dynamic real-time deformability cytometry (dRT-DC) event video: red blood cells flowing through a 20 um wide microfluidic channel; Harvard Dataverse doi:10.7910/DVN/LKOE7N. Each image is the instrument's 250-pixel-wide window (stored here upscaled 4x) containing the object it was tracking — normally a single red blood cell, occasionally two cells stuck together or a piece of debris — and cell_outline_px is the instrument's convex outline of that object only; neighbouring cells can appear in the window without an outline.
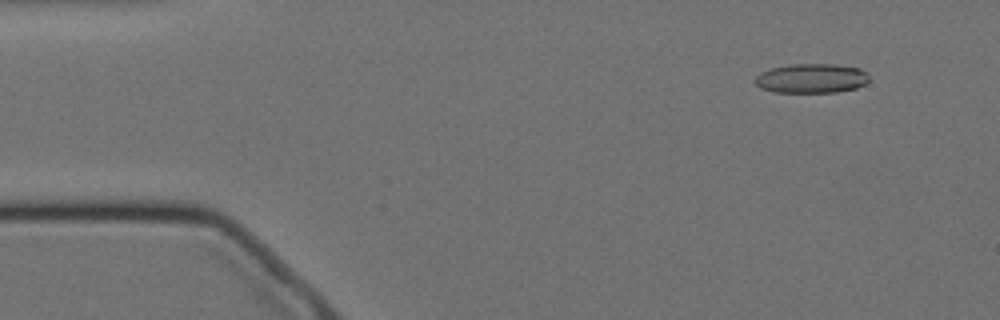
{"species": "Egyptian fruit bat (a non-hibernating species)", "species_latin": "Rousettus aegyptiacus", "temperature_condition": "cold", "stored_images_in_passage": 57, "camera_frame_rate_fps": 3000, "um_per_image_px": 0.085, "animal": {"sex": "female"}, "frame": {"image": 1, "passage_image": 5, "time_ms": 1.333, "image_size_px": [1000, 320], "cell_outline_px": [[868, 80], [864, 84], [856, 88], [836, 92], [772, 92], [760, 88], [752, 80], [760, 72], [768, 68], [792, 64], [832, 64], [860, 68], [868, 72]], "centroid_in_image_um": [68.93, 6.65], "position_along_channel_um": 16.1, "area_um2": 19.77}}
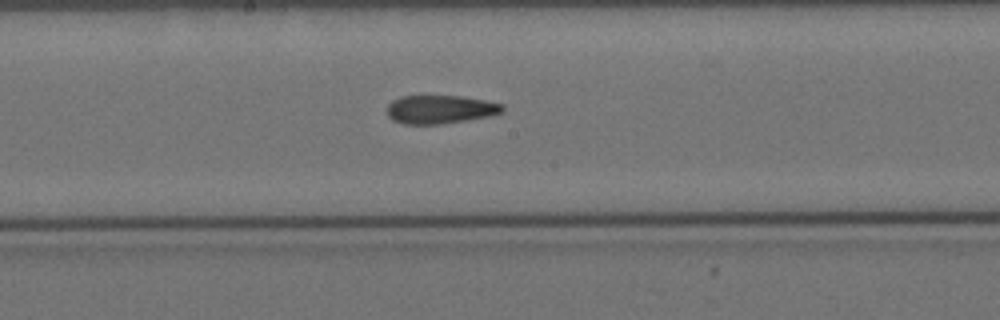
{"frame": {"image": 2, "passage_image": 29, "time_ms": 9.333, "image_size_px": [1000, 320], "cell_outline_px": [[504, 112], [488, 116], [468, 120], [440, 124], [404, 124], [392, 120], [388, 116], [388, 104], [392, 100], [400, 96], [460, 96], [484, 100], [504, 104]], "centroid_in_image_um": [37.42, 9.3], "position_along_channel_um": 210.8, "area_um2": 19.19}}
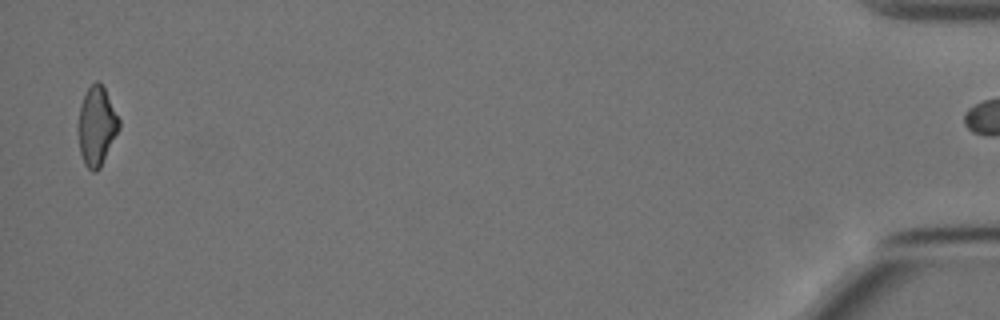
{"frame": {"image": 3, "passage_image": 56, "time_ms": 18.333, "image_size_px": [1000, 320], "cell_outline_px": [[120, 128], [100, 168], [96, 172], [92, 172], [84, 164], [80, 152], [76, 128], [80, 104], [88, 88], [96, 80], [104, 88], [120, 120]], "centroid_in_image_um": [8.19, 10.75], "position_along_channel_um": 427.0, "area_um2": 18.96}, "authors_computed_cell_mechanics": {"area_um2": 19.7676, "velocity_mm_per_s": 3.4938, "shape_relaxation_time_tau1_ms": null, "shape_relaxation_time_tau2_ms": 5.8541, "deformation_change_tau1": null, "deformation_change_tau2": 0.1617}}